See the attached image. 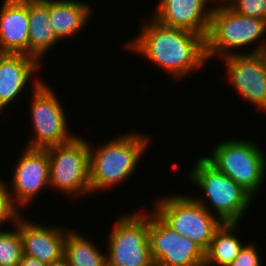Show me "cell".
<instances>
[{"mask_svg": "<svg viewBox=\"0 0 266 266\" xmlns=\"http://www.w3.org/2000/svg\"><path fill=\"white\" fill-rule=\"evenodd\" d=\"M11 182L6 183L10 203L18 213H22L20 208L30 205L37 194L49 186L47 150L25 147L16 163Z\"/></svg>", "mask_w": 266, "mask_h": 266, "instance_id": "8fae6325", "label": "cell"}, {"mask_svg": "<svg viewBox=\"0 0 266 266\" xmlns=\"http://www.w3.org/2000/svg\"><path fill=\"white\" fill-rule=\"evenodd\" d=\"M225 2L240 15L266 21V0H226Z\"/></svg>", "mask_w": 266, "mask_h": 266, "instance_id": "7402d4cb", "label": "cell"}, {"mask_svg": "<svg viewBox=\"0 0 266 266\" xmlns=\"http://www.w3.org/2000/svg\"><path fill=\"white\" fill-rule=\"evenodd\" d=\"M31 87L30 114L34 133L26 147L46 149L70 141L76 134L70 133L67 115L53 88L43 81Z\"/></svg>", "mask_w": 266, "mask_h": 266, "instance_id": "9c48e42d", "label": "cell"}, {"mask_svg": "<svg viewBox=\"0 0 266 266\" xmlns=\"http://www.w3.org/2000/svg\"><path fill=\"white\" fill-rule=\"evenodd\" d=\"M75 230H68L64 254L69 266H107V254Z\"/></svg>", "mask_w": 266, "mask_h": 266, "instance_id": "ffe728a7", "label": "cell"}, {"mask_svg": "<svg viewBox=\"0 0 266 266\" xmlns=\"http://www.w3.org/2000/svg\"><path fill=\"white\" fill-rule=\"evenodd\" d=\"M257 145L251 139L230 138L217 143L204 157L255 198L266 177V155Z\"/></svg>", "mask_w": 266, "mask_h": 266, "instance_id": "5b68a950", "label": "cell"}, {"mask_svg": "<svg viewBox=\"0 0 266 266\" xmlns=\"http://www.w3.org/2000/svg\"><path fill=\"white\" fill-rule=\"evenodd\" d=\"M157 198L153 211L173 230L206 251L222 222L193 196L177 194Z\"/></svg>", "mask_w": 266, "mask_h": 266, "instance_id": "8992f818", "label": "cell"}, {"mask_svg": "<svg viewBox=\"0 0 266 266\" xmlns=\"http://www.w3.org/2000/svg\"><path fill=\"white\" fill-rule=\"evenodd\" d=\"M210 2L215 3L214 0H159L152 16L165 26L188 30L206 38L213 9ZM209 4L211 8L207 6Z\"/></svg>", "mask_w": 266, "mask_h": 266, "instance_id": "5bb4252c", "label": "cell"}, {"mask_svg": "<svg viewBox=\"0 0 266 266\" xmlns=\"http://www.w3.org/2000/svg\"><path fill=\"white\" fill-rule=\"evenodd\" d=\"M255 243L244 244L237 257L228 266H261L260 255Z\"/></svg>", "mask_w": 266, "mask_h": 266, "instance_id": "603a6c76", "label": "cell"}, {"mask_svg": "<svg viewBox=\"0 0 266 266\" xmlns=\"http://www.w3.org/2000/svg\"><path fill=\"white\" fill-rule=\"evenodd\" d=\"M188 180L203 191L205 197L193 198L203 205L222 223H240L253 197L226 174L219 171L204 156L195 162L194 167L186 173ZM198 197V198H197ZM206 199V200H205ZM206 201V202H205ZM209 201V202H207ZM208 203L212 204L215 212ZM211 208V209H210ZM216 213V214H215Z\"/></svg>", "mask_w": 266, "mask_h": 266, "instance_id": "277c9868", "label": "cell"}, {"mask_svg": "<svg viewBox=\"0 0 266 266\" xmlns=\"http://www.w3.org/2000/svg\"><path fill=\"white\" fill-rule=\"evenodd\" d=\"M13 225L11 231L0 229V266H18L23 256L20 233Z\"/></svg>", "mask_w": 266, "mask_h": 266, "instance_id": "44dd1931", "label": "cell"}, {"mask_svg": "<svg viewBox=\"0 0 266 266\" xmlns=\"http://www.w3.org/2000/svg\"><path fill=\"white\" fill-rule=\"evenodd\" d=\"M18 266H46V264L38 261L36 258L23 255Z\"/></svg>", "mask_w": 266, "mask_h": 266, "instance_id": "d4e9b609", "label": "cell"}, {"mask_svg": "<svg viewBox=\"0 0 266 266\" xmlns=\"http://www.w3.org/2000/svg\"><path fill=\"white\" fill-rule=\"evenodd\" d=\"M0 178V225L8 221L13 222L18 212L12 207L8 193L6 182Z\"/></svg>", "mask_w": 266, "mask_h": 266, "instance_id": "cb8c5ba5", "label": "cell"}, {"mask_svg": "<svg viewBox=\"0 0 266 266\" xmlns=\"http://www.w3.org/2000/svg\"><path fill=\"white\" fill-rule=\"evenodd\" d=\"M141 30L125 47L150 60L176 81L208 62L205 37L200 34L165 26L154 18H150Z\"/></svg>", "mask_w": 266, "mask_h": 266, "instance_id": "6da1fadb", "label": "cell"}, {"mask_svg": "<svg viewBox=\"0 0 266 266\" xmlns=\"http://www.w3.org/2000/svg\"><path fill=\"white\" fill-rule=\"evenodd\" d=\"M41 63L26 54L0 53V109L4 111L20 94L26 85H39L42 79L33 78L41 70ZM40 68V69H39ZM33 78V79H32Z\"/></svg>", "mask_w": 266, "mask_h": 266, "instance_id": "9a60e30c", "label": "cell"}, {"mask_svg": "<svg viewBox=\"0 0 266 266\" xmlns=\"http://www.w3.org/2000/svg\"><path fill=\"white\" fill-rule=\"evenodd\" d=\"M22 216V213H18L12 224L18 227L23 255L36 258L45 264L62 258L68 227L52 226V224L44 226Z\"/></svg>", "mask_w": 266, "mask_h": 266, "instance_id": "4fadbf2b", "label": "cell"}, {"mask_svg": "<svg viewBox=\"0 0 266 266\" xmlns=\"http://www.w3.org/2000/svg\"><path fill=\"white\" fill-rule=\"evenodd\" d=\"M46 266H69V264L67 263L65 257L63 256L59 260L46 264Z\"/></svg>", "mask_w": 266, "mask_h": 266, "instance_id": "484cf974", "label": "cell"}, {"mask_svg": "<svg viewBox=\"0 0 266 266\" xmlns=\"http://www.w3.org/2000/svg\"><path fill=\"white\" fill-rule=\"evenodd\" d=\"M239 223H222L205 251L204 266H228L239 254L244 243L235 235Z\"/></svg>", "mask_w": 266, "mask_h": 266, "instance_id": "d6986e66", "label": "cell"}, {"mask_svg": "<svg viewBox=\"0 0 266 266\" xmlns=\"http://www.w3.org/2000/svg\"><path fill=\"white\" fill-rule=\"evenodd\" d=\"M49 156V187L67 195L91 194L87 140L77 134L68 142L46 148Z\"/></svg>", "mask_w": 266, "mask_h": 266, "instance_id": "52a82bcc", "label": "cell"}, {"mask_svg": "<svg viewBox=\"0 0 266 266\" xmlns=\"http://www.w3.org/2000/svg\"><path fill=\"white\" fill-rule=\"evenodd\" d=\"M0 8V53L28 55V0H4Z\"/></svg>", "mask_w": 266, "mask_h": 266, "instance_id": "2e32d148", "label": "cell"}, {"mask_svg": "<svg viewBox=\"0 0 266 266\" xmlns=\"http://www.w3.org/2000/svg\"><path fill=\"white\" fill-rule=\"evenodd\" d=\"M108 242L107 266H155L149 242L148 211L122 214L114 223Z\"/></svg>", "mask_w": 266, "mask_h": 266, "instance_id": "ba28073f", "label": "cell"}, {"mask_svg": "<svg viewBox=\"0 0 266 266\" xmlns=\"http://www.w3.org/2000/svg\"><path fill=\"white\" fill-rule=\"evenodd\" d=\"M150 141V137L142 133L129 132L117 135L97 147L89 143L91 193L118 186L133 176Z\"/></svg>", "mask_w": 266, "mask_h": 266, "instance_id": "7a4b0ae2", "label": "cell"}, {"mask_svg": "<svg viewBox=\"0 0 266 266\" xmlns=\"http://www.w3.org/2000/svg\"><path fill=\"white\" fill-rule=\"evenodd\" d=\"M226 0H214V2H225Z\"/></svg>", "mask_w": 266, "mask_h": 266, "instance_id": "4316f807", "label": "cell"}, {"mask_svg": "<svg viewBox=\"0 0 266 266\" xmlns=\"http://www.w3.org/2000/svg\"><path fill=\"white\" fill-rule=\"evenodd\" d=\"M90 4L78 0H49V21L57 38H74L89 21Z\"/></svg>", "mask_w": 266, "mask_h": 266, "instance_id": "e0dca14e", "label": "cell"}, {"mask_svg": "<svg viewBox=\"0 0 266 266\" xmlns=\"http://www.w3.org/2000/svg\"><path fill=\"white\" fill-rule=\"evenodd\" d=\"M149 242L155 266H204L205 251L173 230L153 210L149 212Z\"/></svg>", "mask_w": 266, "mask_h": 266, "instance_id": "30bf717a", "label": "cell"}, {"mask_svg": "<svg viewBox=\"0 0 266 266\" xmlns=\"http://www.w3.org/2000/svg\"><path fill=\"white\" fill-rule=\"evenodd\" d=\"M29 41L28 55L40 63L60 40L49 21V0H28Z\"/></svg>", "mask_w": 266, "mask_h": 266, "instance_id": "ac0fdd59", "label": "cell"}, {"mask_svg": "<svg viewBox=\"0 0 266 266\" xmlns=\"http://www.w3.org/2000/svg\"><path fill=\"white\" fill-rule=\"evenodd\" d=\"M214 4L205 38L208 60L217 56L224 58L235 54L266 53V41L261 40L263 39L262 35L266 33L265 20L240 15L226 2ZM257 41V47L252 52L232 51L245 48L249 44L254 45V42L257 43Z\"/></svg>", "mask_w": 266, "mask_h": 266, "instance_id": "3957f363", "label": "cell"}, {"mask_svg": "<svg viewBox=\"0 0 266 266\" xmlns=\"http://www.w3.org/2000/svg\"><path fill=\"white\" fill-rule=\"evenodd\" d=\"M222 59L233 89L266 112V53L235 54Z\"/></svg>", "mask_w": 266, "mask_h": 266, "instance_id": "7c38bea8", "label": "cell"}]
</instances>
